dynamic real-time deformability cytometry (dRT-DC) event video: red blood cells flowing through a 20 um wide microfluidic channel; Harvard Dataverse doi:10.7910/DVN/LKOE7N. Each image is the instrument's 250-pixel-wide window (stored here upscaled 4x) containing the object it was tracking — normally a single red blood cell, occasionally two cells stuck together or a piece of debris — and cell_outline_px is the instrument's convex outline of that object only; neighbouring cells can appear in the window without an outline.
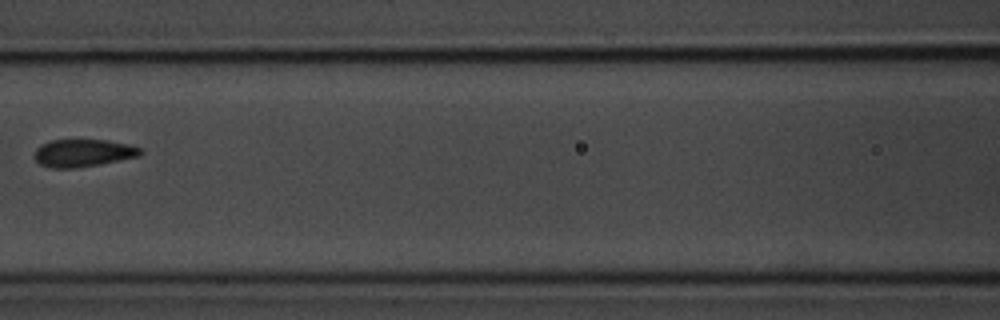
{"species": "common noctule bat (a hibernating species)", "species_latin": "Nyctalus noctula", "temperature_condition": "room temperature", "stored_images_in_passage": 7, "camera_frame_rate_fps": 3000, "um_per_image_px": 0.085, "animal": {"sex": "male", "body_mass_g": 20.1, "forearm_length_mm": 53.5}, "frame": {"image": 1, "passage_image": 7, "time_ms": 7.667, "image_size_px": [1000, 320], "cell_outline_px": [[144, 152], [140, 156], [100, 164], [76, 168], [48, 168], [40, 164], [36, 160], [36, 148], [40, 144], [52, 140], [108, 140], [128, 144], [140, 148]], "centroid_in_image_um": [7.08, 13.01], "position_along_channel_um": 159.5, "area_um2": 17.05}}